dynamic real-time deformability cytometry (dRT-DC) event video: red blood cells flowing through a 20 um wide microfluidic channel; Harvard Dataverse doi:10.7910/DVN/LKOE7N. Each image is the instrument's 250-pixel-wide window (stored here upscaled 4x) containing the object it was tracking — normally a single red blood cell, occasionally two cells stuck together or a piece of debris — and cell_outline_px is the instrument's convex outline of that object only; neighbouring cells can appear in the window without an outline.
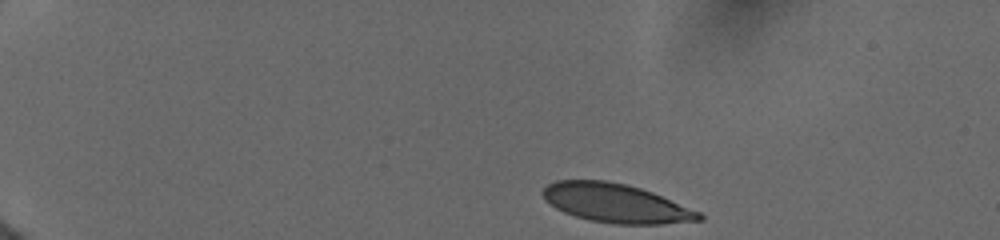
{"species": "human", "species_latin": "Homo sapiens", "temperature_condition": "cold", "stored_images_in_passage": 40, "camera_frame_rate_fps": 3000, "um_per_image_px": 0.085, "donor": {"sex": "female"}, "frame": {"image": 1, "passage_image": 1, "time_ms": 0.0, "image_size_px": [1000, 240], "cell_outline_px": [[704, 220], [660, 224], [616, 224], [588, 220], [564, 212], [556, 208], [544, 200], [540, 192], [548, 184], [556, 180], [604, 180], [628, 184], [652, 192], [700, 212], [704, 216]], "centroid_in_image_um": [52.33, 17.27], "position_along_channel_um": 32.7, "area_um2": 35.43}}
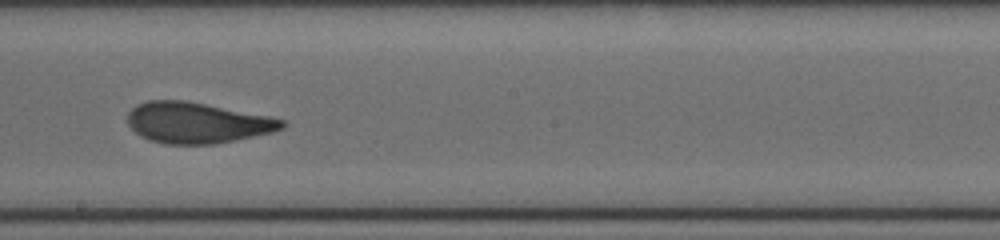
{"frame": {"image": 2, "passage_image": 22, "time_ms": 7.667, "image_size_px": [1000, 240], "cell_outline_px": [[288, 124], [284, 128], [272, 132], [216, 144], [164, 144], [148, 140], [140, 136], [128, 124], [128, 112], [136, 104], [148, 100], [188, 100], [268, 116], [284, 120]], "centroid_in_image_um": [16.74, 10.43], "position_along_channel_um": 231.5, "area_um2": 36.93}}
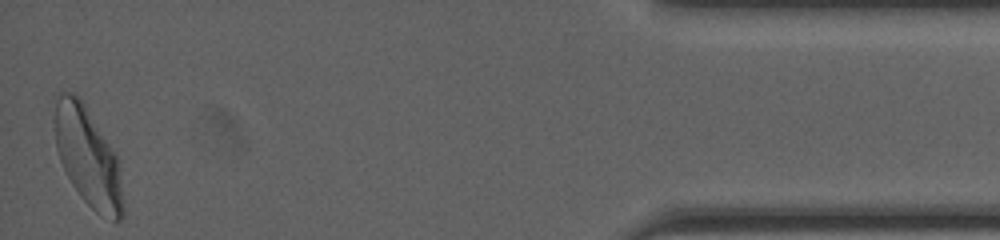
{"frame": {"image": 3, "passage_image": 40, "time_ms": 14.333, "image_size_px": [1000, 240], "cell_outline_px": [[124, 216], [116, 224], [100, 216], [80, 196], [72, 184], [60, 160], [56, 148], [56, 100], [60, 92], [72, 92], [84, 104], [116, 152], [120, 160], [124, 204]], "centroid_in_image_um": [7.55, 13.44], "position_along_channel_um": 427.6, "area_um2": 39.65}, "authors_computed_cell_mechanics": {"area_um2": 37.2232, "velocity_mm_per_s": 3.9066, "shape_relaxation_time_tau1_ms": 4.8254, "shape_relaxation_time_tau2_ms": 0.7874, "deformation_change_tau1": 0.172, "deformation_change_tau2": 0.0519}}